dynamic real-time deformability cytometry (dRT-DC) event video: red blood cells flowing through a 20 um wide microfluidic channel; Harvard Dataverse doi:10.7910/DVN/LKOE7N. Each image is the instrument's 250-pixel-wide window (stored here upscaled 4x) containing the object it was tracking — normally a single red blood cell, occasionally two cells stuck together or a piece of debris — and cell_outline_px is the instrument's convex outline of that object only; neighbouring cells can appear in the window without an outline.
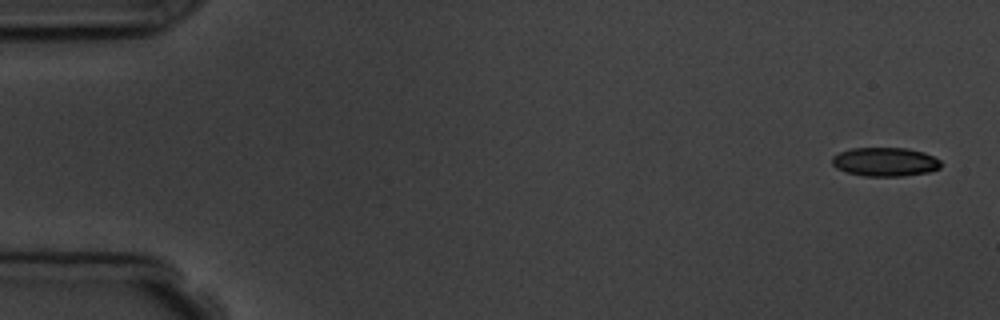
{"species": "common noctule bat (a hibernating species)", "species_latin": "Nyctalus noctula", "temperature_condition": "room temperature", "stored_images_in_passage": 3, "camera_frame_rate_fps": 3000, "um_per_image_px": 0.085, "animal": {"sex": "male", "body_mass_g": 19.5, "forearm_length_mm": 54.6}, "frame": {"image": 1, "passage_image": 1, "time_ms": 0.0, "image_size_px": [1000, 320], "cell_outline_px": [[940, 168], [928, 172], [904, 176], [864, 176], [848, 172], [836, 168], [832, 164], [832, 156], [840, 152], [852, 148], [908, 148], [924, 152], [940, 160]], "centroid_in_image_um": [75.23, 13.75], "position_along_channel_um": 9.8, "area_um2": 18.26}}